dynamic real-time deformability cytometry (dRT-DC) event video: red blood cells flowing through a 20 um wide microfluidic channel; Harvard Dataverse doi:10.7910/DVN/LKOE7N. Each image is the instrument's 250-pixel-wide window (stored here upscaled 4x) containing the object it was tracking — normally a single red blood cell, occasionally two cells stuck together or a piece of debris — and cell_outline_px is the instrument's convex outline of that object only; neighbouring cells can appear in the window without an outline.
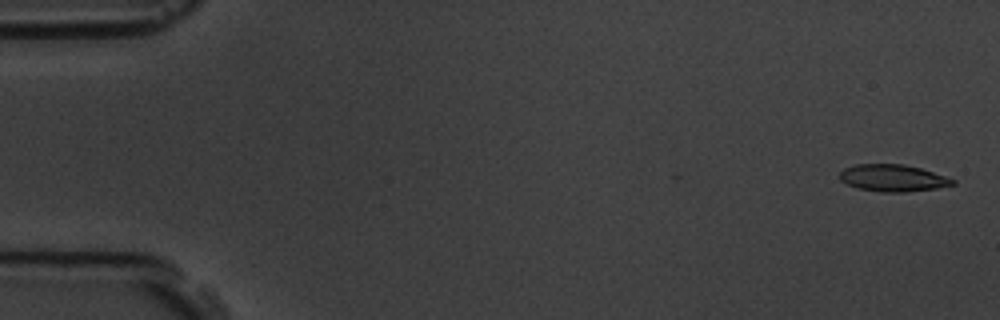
{"species": "common noctule bat (a hibernating species)", "species_latin": "Nyctalus noctula", "temperature_condition": "room temperature", "stored_images_in_passage": 7, "camera_frame_rate_fps": 3000, "um_per_image_px": 0.085, "animal": {"sex": "male", "body_mass_g": 19.5, "forearm_length_mm": 54.6}, "frame": {"image": 1, "passage_image": 1, "time_ms": 0.0, "image_size_px": [1000, 320], "cell_outline_px": [[956, 184], [936, 188], [904, 192], [880, 192], [856, 188], [840, 180], [840, 172], [844, 168], [856, 164], [904, 164], [920, 168], [956, 180]], "centroid_in_image_um": [75.87, 15.13], "position_along_channel_um": 9.1, "area_um2": 17.69}}
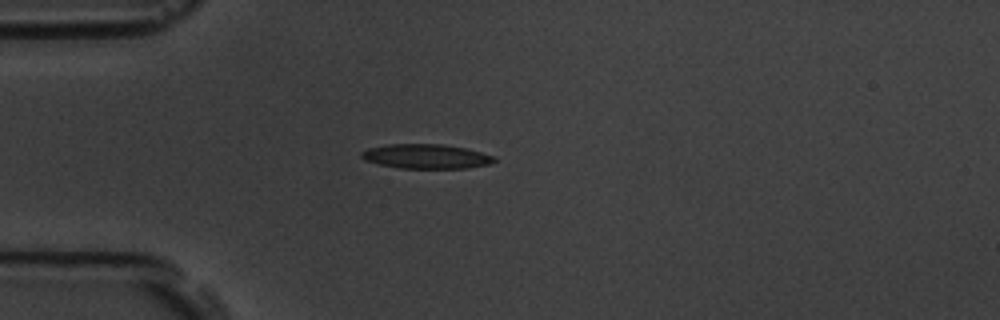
{"frame": {"image": 2, "passage_image": 5, "time_ms": 4.667, "image_size_px": [1000, 320], "cell_outline_px": [[496, 160], [488, 164], [468, 168], [400, 168], [380, 164], [364, 160], [360, 156], [360, 152], [368, 148], [388, 144], [440, 144], [464, 148], [496, 156]], "centroid_in_image_um": [36.2, 13.29], "position_along_channel_um": 48.8, "area_um2": 18.84}}
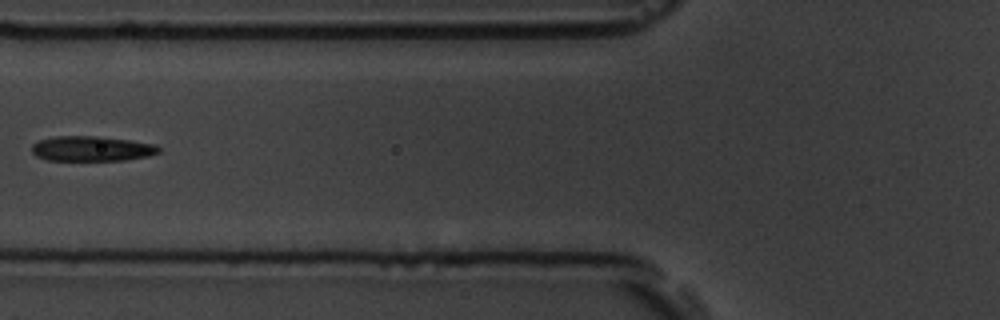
{"frame": {"image": 3, "passage_image": 7, "time_ms": 7.0, "image_size_px": [1000, 320], "cell_outline_px": [[160, 152], [148, 156], [124, 160], [48, 160], [36, 156], [32, 152], [32, 144], [40, 140], [52, 136], [100, 136], [156, 144], [160, 148]], "centroid_in_image_um": [7.79, 12.63], "position_along_channel_um": 118.0, "area_um2": 18.55}}